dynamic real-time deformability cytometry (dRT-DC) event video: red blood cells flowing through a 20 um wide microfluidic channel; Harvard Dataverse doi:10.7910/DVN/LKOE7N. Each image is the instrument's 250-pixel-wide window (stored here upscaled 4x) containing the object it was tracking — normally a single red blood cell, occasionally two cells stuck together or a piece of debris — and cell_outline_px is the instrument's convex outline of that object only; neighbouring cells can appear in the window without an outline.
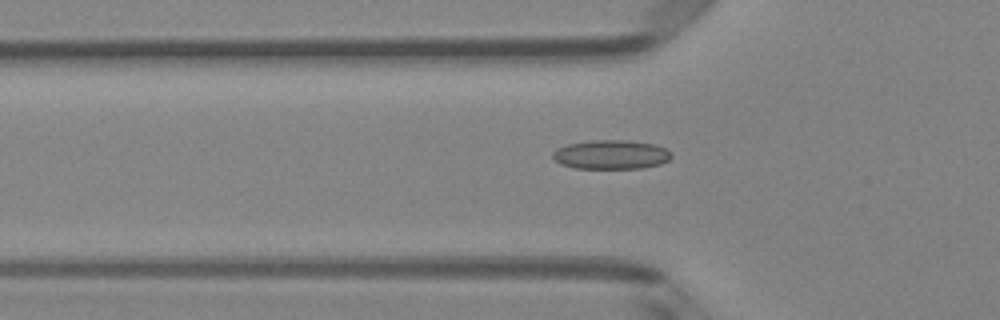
{"species": "Egyptian fruit bat (a non-hibernating species)", "species_latin": "Rousettus aegyptiacus", "temperature_condition": "room temperature", "stored_images_in_passage": 47, "camera_frame_rate_fps": 3000, "um_per_image_px": 0.085, "animal": {"sex": "female"}, "frame": {"image": 1, "passage_image": 17, "time_ms": 5.333, "image_size_px": [1000, 320], "cell_outline_px": [[672, 156], [668, 160], [660, 164], [644, 168], [576, 168], [560, 164], [552, 156], [552, 152], [556, 148], [568, 144], [592, 140], [628, 140], [656, 144], [672, 152]], "centroid_in_image_um": [51.95, 13.13], "position_along_channel_um": 73.8, "area_um2": 20.23}}
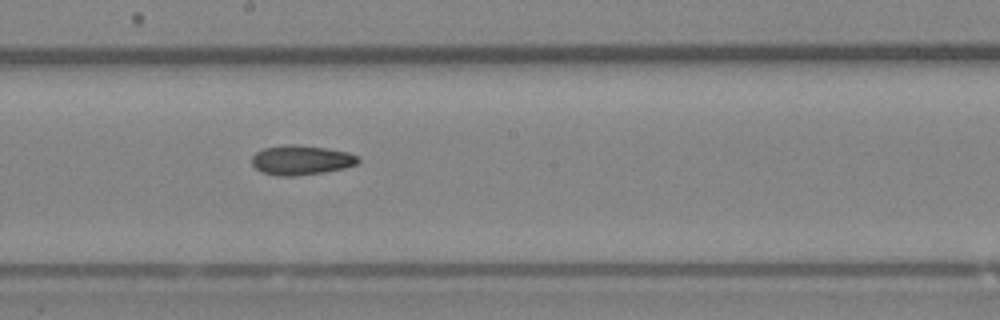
{"frame": {"image": 2, "passage_image": 28, "time_ms": 9.0, "image_size_px": [1000, 320], "cell_outline_px": [[360, 160], [356, 164], [344, 168], [324, 172], [296, 176], [276, 176], [264, 172], [256, 168], [252, 164], [252, 156], [256, 152], [264, 148], [284, 144], [296, 144], [328, 148], [348, 152], [360, 156]], "centroid_in_image_um": [25.62, 13.6], "position_along_channel_um": 222.6, "area_um2": 18.5}}
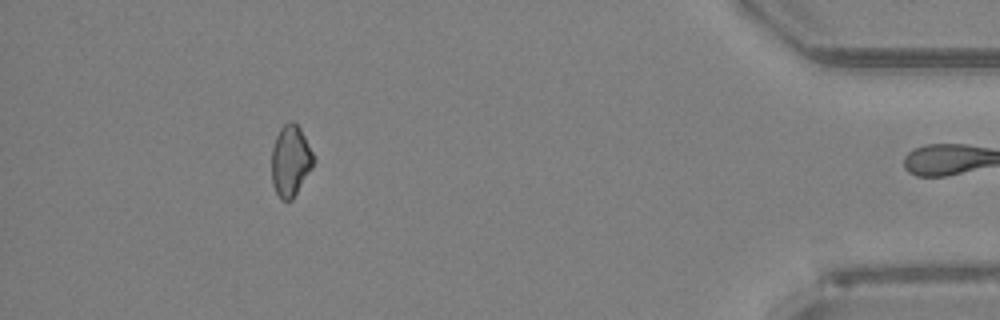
{"frame": {"image": 3, "passage_image": 46, "time_ms": 15.0, "image_size_px": [1000, 320], "cell_outline_px": [[316, 160], [312, 168], [292, 200], [280, 200], [272, 184], [272, 148], [276, 136], [280, 128], [288, 120], [292, 120], [300, 128]], "centroid_in_image_um": [24.69, 13.67], "position_along_channel_um": 410.5, "area_um2": 17.4}}